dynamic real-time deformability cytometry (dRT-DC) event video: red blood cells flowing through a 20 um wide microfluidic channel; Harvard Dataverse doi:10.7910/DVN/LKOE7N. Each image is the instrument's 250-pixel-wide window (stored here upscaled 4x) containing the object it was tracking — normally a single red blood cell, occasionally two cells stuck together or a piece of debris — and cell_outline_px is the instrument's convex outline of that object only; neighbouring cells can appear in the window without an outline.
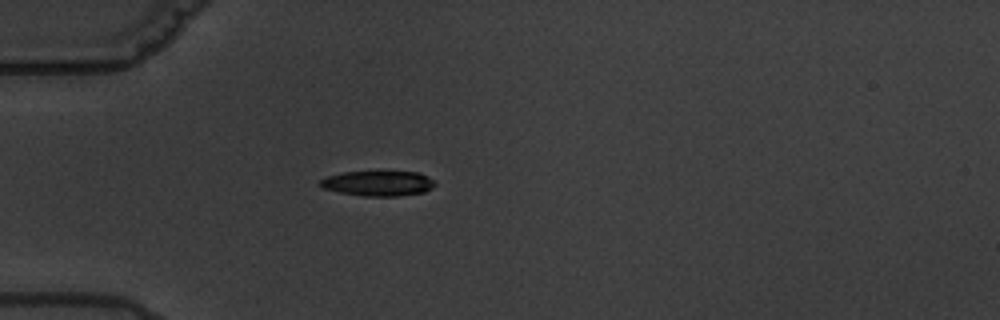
{"species": "common noctule bat (a hibernating species)", "species_latin": "Nyctalus noctula", "temperature_condition": "warm", "stored_images_in_passage": 3, "camera_frame_rate_fps": 3000, "um_per_image_px": 0.085, "animal": {"sex": "male", "body_mass_g": 19.5, "forearm_length_mm": 54.6}, "frame": {"image": 1, "passage_image": 1, "time_ms": 0.0, "image_size_px": [1000, 320], "cell_outline_px": [[436, 184], [432, 188], [424, 192], [396, 196], [364, 196], [340, 192], [324, 188], [316, 184], [320, 180], [328, 176], [344, 172], [420, 172], [436, 180]], "centroid_in_image_um": [32.17, 15.58], "position_along_channel_um": 52.8, "area_um2": 16.82}}